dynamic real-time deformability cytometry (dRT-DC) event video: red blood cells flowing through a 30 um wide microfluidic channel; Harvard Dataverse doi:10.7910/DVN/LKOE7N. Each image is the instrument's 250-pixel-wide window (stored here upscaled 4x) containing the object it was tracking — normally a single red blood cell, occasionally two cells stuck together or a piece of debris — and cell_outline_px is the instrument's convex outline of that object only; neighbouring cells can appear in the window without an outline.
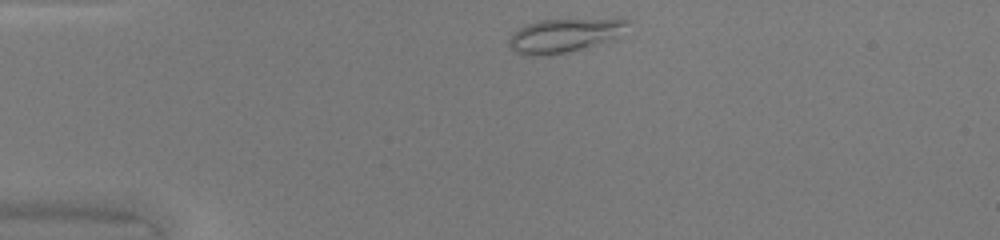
{"species": "common noctule bat (a hibernating species)", "species_latin": "Nyctalus noctula", "temperature_condition": "warm", "stored_images_in_passage": 39, "camera_frame_rate_fps": 3000, "um_per_image_px": 0.085, "animal": {"sex": "female", "body_mass_g": 20.0, "forearm_length_mm": 54.0}, "frame": {"image": 1, "passage_image": 2, "time_ms": 0.333, "image_size_px": [1000, 240], "cell_outline_px": [[628, 24], [616, 36], [568, 52], [548, 56], [528, 56], [516, 52], [508, 44], [508, 40], [524, 24], [540, 20], [628, 20]], "centroid_in_image_um": [47.8, 3.03], "position_along_channel_um": 37.2, "area_um2": 22.25}}
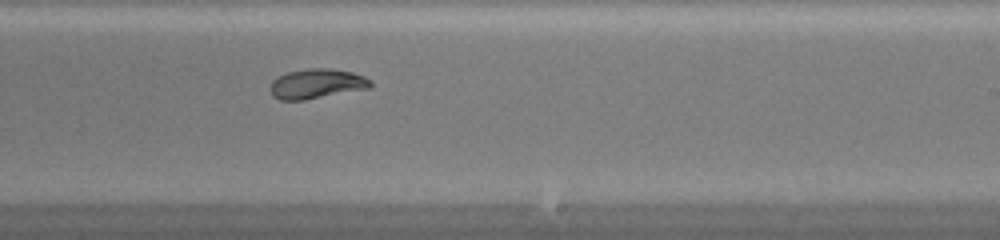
{"frame": {"image": 2, "passage_image": 21, "time_ms": 6.667, "image_size_px": [1000, 240], "cell_outline_px": [[372, 84], [368, 88], [304, 100], [280, 100], [272, 96], [268, 88], [272, 80], [276, 76], [288, 72], [308, 68], [328, 68], [352, 72], [364, 76], [372, 80]], "centroid_in_image_um": [26.86, 7.11], "position_along_channel_um": 262.1, "area_um2": 17.51}}
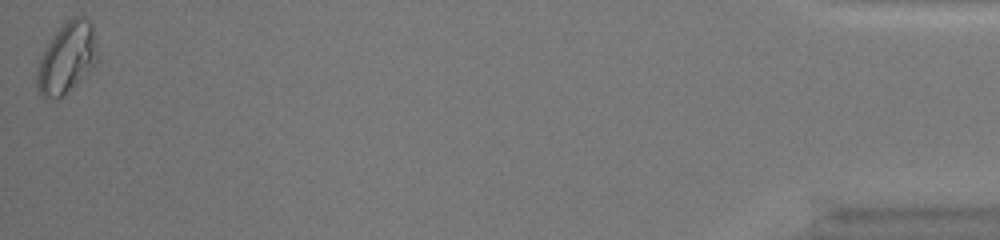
{"frame": {"image": 3, "passage_image": 39, "time_ms": 12.667, "image_size_px": [1000, 240], "cell_outline_px": [[96, 60], [56, 100], [44, 100], [36, 88], [36, 72], [44, 48], [56, 28], [60, 24], [72, 16], [80, 16], [88, 20], [92, 24], [96, 52]], "centroid_in_image_um": [5.58, 4.87], "position_along_channel_um": 429.6, "area_um2": 24.28}, "authors_computed_cell_mechanics": {"area_um2": 18.4382, "velocity_mm_per_s": 4.2957, "shape_relaxation_time_tau1_ms": 6.1742, "shape_relaxation_time_tau2_ms": 0.5377, "deformation_change_tau1": 0.2111, "deformation_change_tau2": 0.0398}}